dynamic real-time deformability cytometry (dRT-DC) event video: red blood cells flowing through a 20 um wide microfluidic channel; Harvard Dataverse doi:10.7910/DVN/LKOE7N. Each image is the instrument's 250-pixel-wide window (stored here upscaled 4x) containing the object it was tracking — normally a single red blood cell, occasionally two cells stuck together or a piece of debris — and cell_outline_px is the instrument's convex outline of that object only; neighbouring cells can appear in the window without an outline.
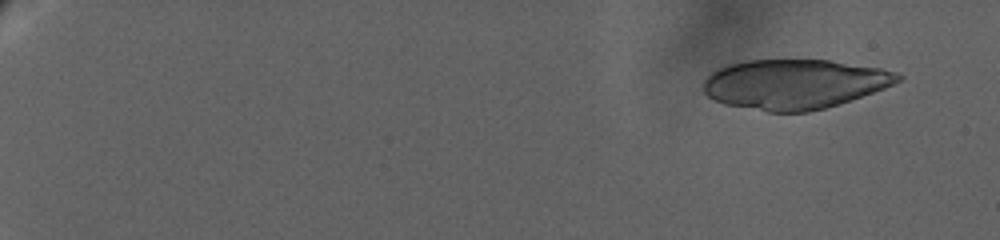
{"species": "human", "species_latin": "Homo sapiens", "temperature_condition": "warm", "stored_images_in_passage": 20, "camera_frame_rate_fps": 3000, "um_per_image_px": 0.085, "donor": {"sex": "female"}, "frame": {"image": 1, "passage_image": 4, "time_ms": 1.667, "image_size_px": [1000, 240], "cell_outline_px": [[904, 76], [900, 80], [884, 88], [824, 108], [808, 112], [768, 112], [724, 104], [708, 96], [704, 92], [704, 80], [712, 72], [728, 64], [744, 60], [828, 60], [880, 68], [896, 72]], "centroid_in_image_um": [67.5, 7.14], "position_along_channel_um": 17.5, "area_um2": 55.89}}
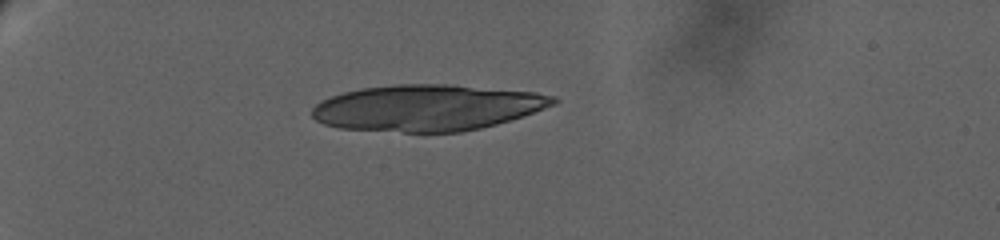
{"frame": {"image": 2, "passage_image": 14, "time_ms": 7.667, "image_size_px": [1000, 240], "cell_outline_px": [[560, 100], [556, 104], [496, 124], [480, 128], [460, 132], [404, 132], [340, 128], [324, 124], [316, 120], [312, 116], [312, 108], [320, 100], [344, 92], [360, 88], [396, 84], [452, 84], [536, 92], [556, 96]], "centroid_in_image_um": [36.31, 9.15], "position_along_channel_um": 48.7, "area_um2": 65.03}}